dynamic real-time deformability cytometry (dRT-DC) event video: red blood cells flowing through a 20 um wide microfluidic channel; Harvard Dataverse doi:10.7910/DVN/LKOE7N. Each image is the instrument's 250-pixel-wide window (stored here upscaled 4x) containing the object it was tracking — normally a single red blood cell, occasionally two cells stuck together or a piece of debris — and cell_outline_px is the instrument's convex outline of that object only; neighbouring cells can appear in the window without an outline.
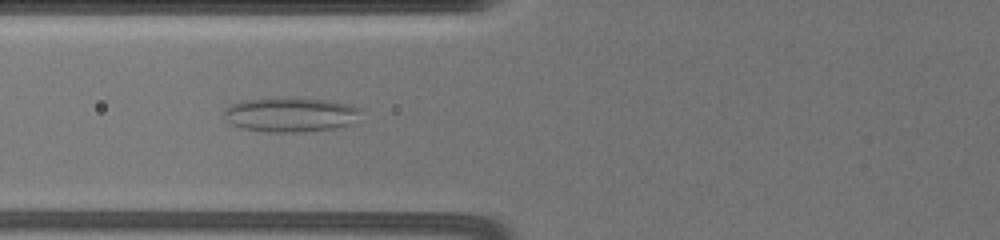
{"species": "common noctule bat (a hibernating species)", "species_latin": "Nyctalus noctula", "temperature_condition": "warm", "stored_images_in_passage": 26, "camera_frame_rate_fps": 3000, "um_per_image_px": 0.085, "animal": {"sex": "female", "body_mass_g": 19.5, "forearm_length_mm": 54.1}, "frame": {"image": 1, "passage_image": 22, "time_ms": 9.333, "image_size_px": [1000, 240], "cell_outline_px": [[364, 108], [352, 124], [336, 128], [300, 132], [268, 132], [240, 128], [232, 124], [224, 116], [224, 108], [228, 104], [240, 100], [288, 96], [328, 100], [352, 104]], "centroid_in_image_um": [24.7, 9.71], "position_along_channel_um": 101.1, "area_um2": 28.38}}
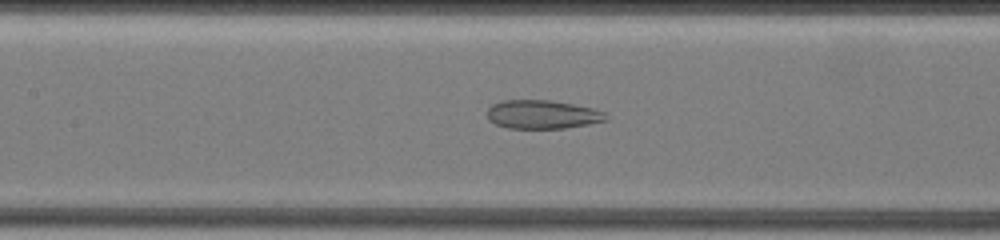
{"frame": {"image": 2, "passage_image": 26, "time_ms": 11.0, "image_size_px": [1000, 240], "cell_outline_px": [[608, 120], [588, 124], [564, 128], [508, 128], [496, 124], [488, 120], [488, 108], [492, 104], [500, 100], [552, 100], [592, 108], [604, 112], [608, 116]], "centroid_in_image_um": [46.09, 9.72], "position_along_channel_um": 161.3, "area_um2": 19.83}}